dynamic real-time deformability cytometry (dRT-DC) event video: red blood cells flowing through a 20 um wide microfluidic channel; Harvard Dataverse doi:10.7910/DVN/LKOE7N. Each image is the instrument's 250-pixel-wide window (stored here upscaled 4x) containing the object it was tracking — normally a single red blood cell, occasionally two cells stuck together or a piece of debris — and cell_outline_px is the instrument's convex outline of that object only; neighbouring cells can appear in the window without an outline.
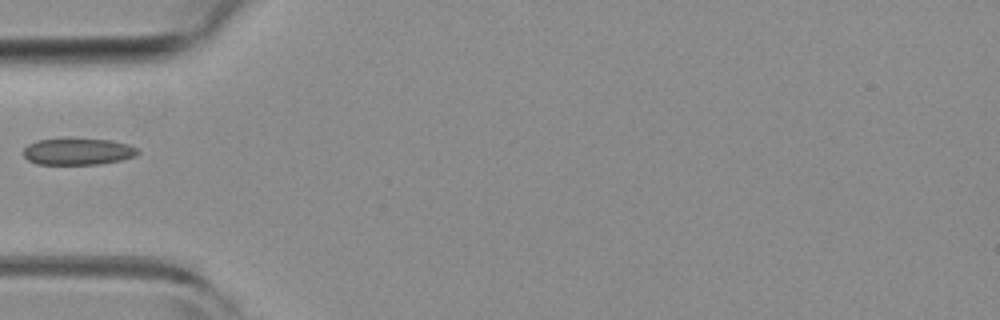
{"species": "common noctule bat (a hibernating species)", "species_latin": "Nyctalus noctula", "temperature_condition": "room temperature", "stored_images_in_passage": 5, "camera_frame_rate_fps": 3000, "um_per_image_px": 0.085, "animal": {"sex": "female", "body_mass_g": 19.3, "forearm_length_mm": 54.1}, "frame": {"image": 1, "passage_image": 3, "time_ms": 0.667, "image_size_px": [1000, 320], "cell_outline_px": [[140, 152], [136, 156], [120, 160], [100, 164], [36, 164], [28, 160], [24, 156], [24, 148], [28, 144], [36, 140], [112, 140], [128, 144], [136, 148]], "centroid_in_image_um": [6.63, 12.9], "position_along_channel_um": 78.4, "area_um2": 17.4}}
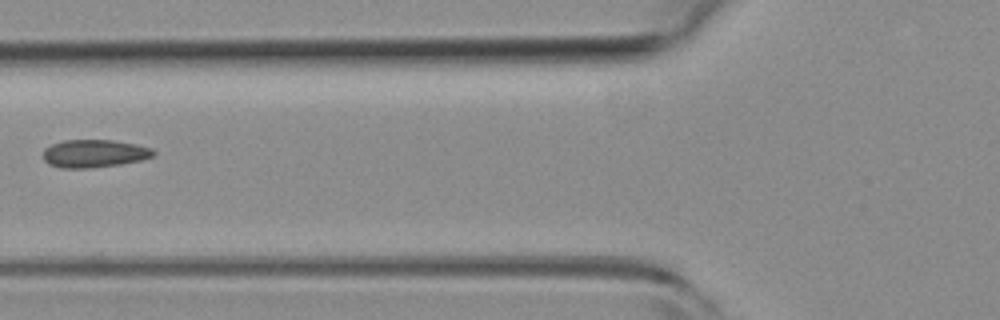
{"frame": {"image": 2, "passage_image": 4, "time_ms": 1.0, "image_size_px": [1000, 320], "cell_outline_px": [[156, 152], [152, 156], [140, 160], [120, 164], [88, 168], [60, 168], [48, 164], [44, 160], [44, 148], [52, 144], [64, 140], [112, 140], [136, 144], [152, 148]], "centroid_in_image_um": [7.99, 13.05], "position_along_channel_um": 117.8, "area_um2": 17.86}}
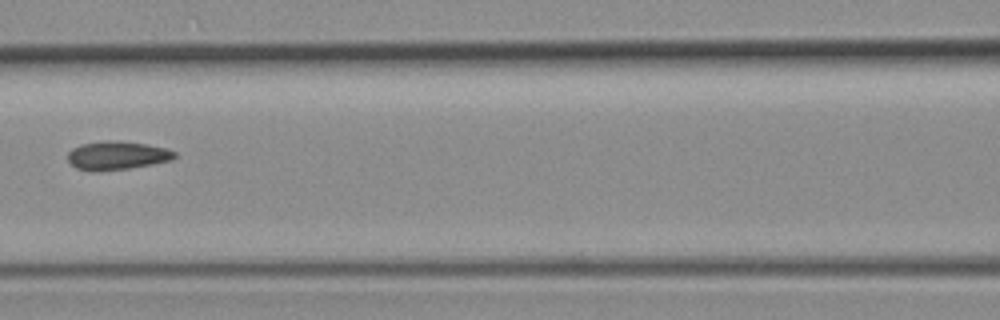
{"frame": {"image": 3, "passage_image": 5, "time_ms": 1.333, "image_size_px": [1000, 320], "cell_outline_px": [[176, 156], [172, 160], [152, 164], [128, 168], [96, 172], [88, 172], [76, 168], [68, 160], [68, 152], [72, 148], [80, 144], [108, 140], [148, 144], [168, 148], [176, 152]], "centroid_in_image_um": [9.94, 13.22], "position_along_channel_um": 156.7, "area_um2": 17.92}}